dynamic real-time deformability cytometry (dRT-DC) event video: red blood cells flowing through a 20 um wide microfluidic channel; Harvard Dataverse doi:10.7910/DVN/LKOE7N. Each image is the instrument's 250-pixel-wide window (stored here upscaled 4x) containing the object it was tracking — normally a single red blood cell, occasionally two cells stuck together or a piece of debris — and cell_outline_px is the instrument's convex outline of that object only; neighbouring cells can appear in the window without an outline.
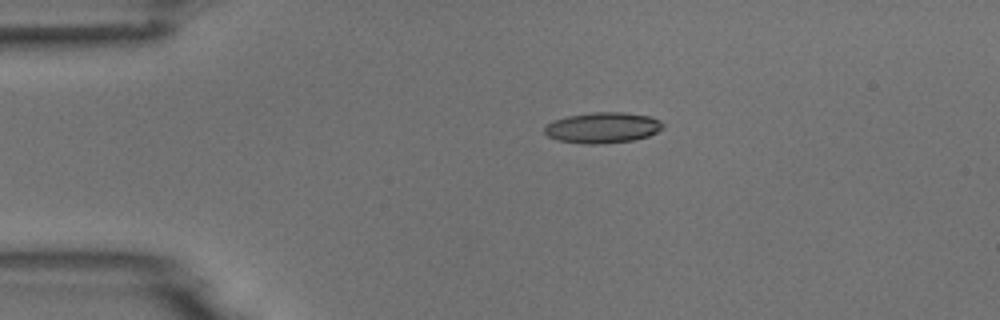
{"species": "common noctule bat (a hibernating species)", "species_latin": "Nyctalus noctula", "temperature_condition": "room temperature", "stored_images_in_passage": 4, "camera_frame_rate_fps": 3000, "um_per_image_px": 0.085, "animal": {"sex": "male", "body_mass_g": 18.8}, "frame": {"image": 1, "passage_image": 4, "time_ms": 3.333, "image_size_px": [1000, 320], "cell_outline_px": [[664, 128], [648, 136], [632, 140], [600, 144], [580, 144], [556, 140], [548, 136], [544, 132], [544, 128], [548, 124], [556, 120], [568, 116], [592, 112], [624, 112], [652, 116], [660, 120], [664, 124]], "centroid_in_image_um": [51.25, 10.85], "position_along_channel_um": 33.8, "area_um2": 21.33}}